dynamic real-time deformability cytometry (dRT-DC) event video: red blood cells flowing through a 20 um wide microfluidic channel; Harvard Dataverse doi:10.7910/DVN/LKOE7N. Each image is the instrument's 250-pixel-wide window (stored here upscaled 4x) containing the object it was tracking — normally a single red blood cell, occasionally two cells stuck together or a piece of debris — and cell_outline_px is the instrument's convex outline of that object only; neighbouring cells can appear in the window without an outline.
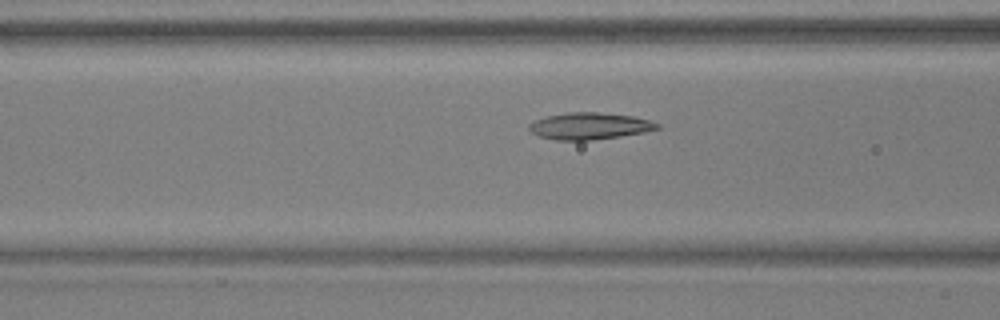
{"species": "common noctule bat (a hibernating species)", "species_latin": "Nyctalus noctula", "temperature_condition": "warm", "stored_images_in_passage": 46, "camera_frame_rate_fps": 3000, "um_per_image_px": 0.085, "animal": {"sex": "male", "body_mass_g": 17.9, "forearm_length_mm": 54.2}, "frame": {"image": 1, "passage_image": 14, "time_ms": 4.333, "image_size_px": [1000, 320], "cell_outline_px": [[660, 128], [644, 132], [620, 136], [592, 140], [556, 140], [540, 136], [532, 132], [528, 128], [528, 124], [536, 120], [548, 116], [568, 112], [596, 112], [632, 116], [648, 120], [660, 124]], "centroid_in_image_um": [50.11, 10.71], "position_along_channel_um": 116.5, "area_um2": 19.77}}
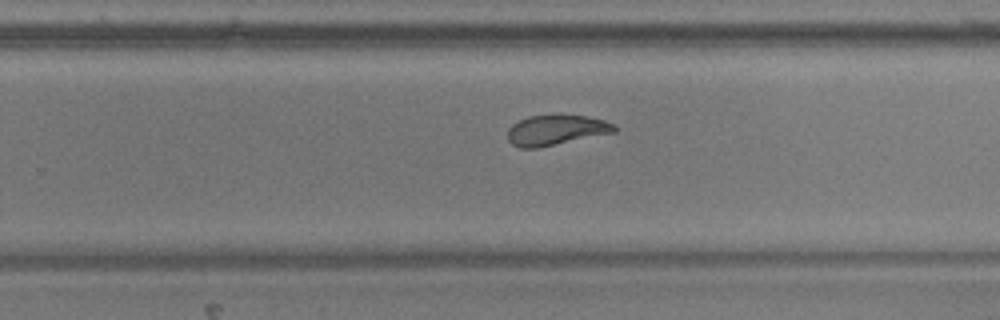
{"frame": {"image": 2, "passage_image": 27, "time_ms": 8.667, "image_size_px": [1000, 320], "cell_outline_px": [[616, 132], [540, 148], [520, 148], [512, 144], [508, 140], [508, 128], [512, 124], [528, 116], [588, 116], [604, 120], [612, 124], [616, 128]], "centroid_in_image_um": [47.24, 11.08], "position_along_channel_um": 282.6, "area_um2": 18.67}}
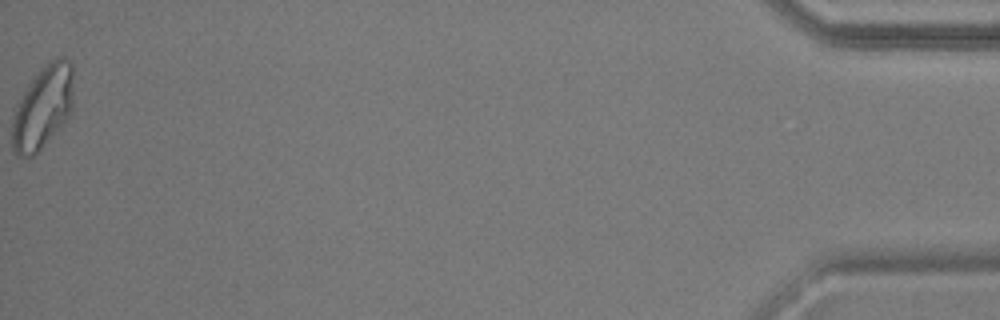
{"frame": {"image": 3, "passage_image": 46, "time_ms": 15.0, "image_size_px": [1000, 320], "cell_outline_px": [[72, 112], [40, 148], [28, 160], [16, 156], [12, 152], [12, 116], [16, 104], [28, 84], [40, 68], [44, 64], [56, 56], [60, 56], [68, 60], [72, 64]], "centroid_in_image_um": [3.6, 9.11], "position_along_channel_um": 431.6, "area_um2": 29.77}, "authors_computed_cell_mechanics": {"area_um2": 20.519, "velocity_mm_per_s": 3.8341, "shape_relaxation_time_tau1_ms": 4.7938, "shape_relaxation_time_tau2_ms": 1.6859, "deformation_change_tau1": 0.171, "deformation_change_tau2": 0.0829}}